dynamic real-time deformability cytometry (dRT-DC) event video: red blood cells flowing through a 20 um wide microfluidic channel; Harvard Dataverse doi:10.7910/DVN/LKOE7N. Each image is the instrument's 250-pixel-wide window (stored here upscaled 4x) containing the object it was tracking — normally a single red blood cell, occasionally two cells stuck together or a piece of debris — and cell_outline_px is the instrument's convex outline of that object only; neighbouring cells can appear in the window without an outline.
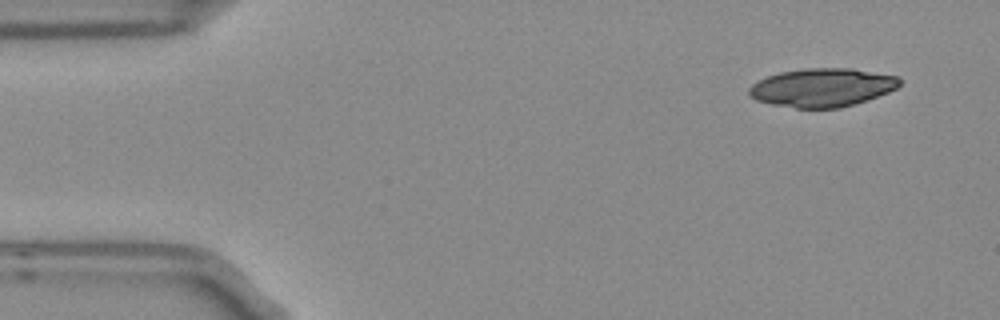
{"species": "Egyptian fruit bat (a non-hibernating species)", "species_latin": "Rousettus aegyptiacus", "temperature_condition": "room temperature", "stored_images_in_passage": 5, "camera_frame_rate_fps": 3000, "um_per_image_px": 0.085, "frame": {"image": 1, "passage_image": 1, "time_ms": 0.0, "image_size_px": [1000, 320], "cell_outline_px": [[900, 84], [896, 88], [888, 92], [868, 100], [840, 108], [796, 108], [772, 104], [756, 100], [748, 96], [748, 88], [752, 84], [768, 76], [780, 72], [808, 68], [852, 68], [900, 76]], "centroid_in_image_um": [69.9, 7.44], "position_along_channel_um": 15.1, "area_um2": 33.87}}